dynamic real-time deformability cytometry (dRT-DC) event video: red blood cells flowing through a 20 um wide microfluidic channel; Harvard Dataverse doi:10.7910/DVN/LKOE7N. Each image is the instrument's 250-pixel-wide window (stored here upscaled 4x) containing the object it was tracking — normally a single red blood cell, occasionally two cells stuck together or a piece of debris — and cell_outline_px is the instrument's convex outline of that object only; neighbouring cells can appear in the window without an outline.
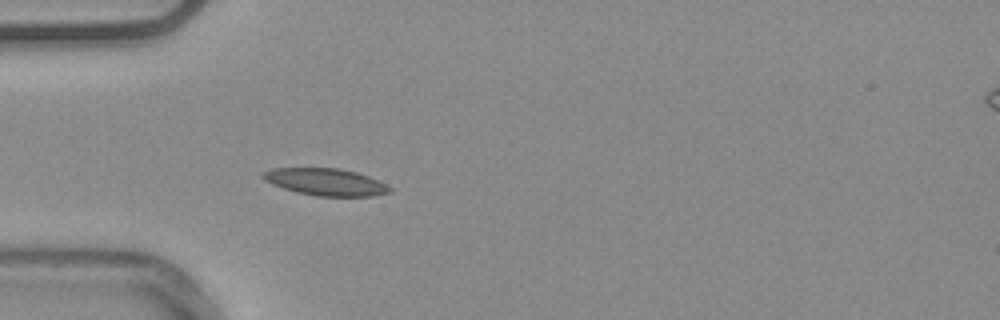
{"species": "common noctule bat (a hibernating species)", "species_latin": "Nyctalus noctula", "temperature_condition": "warm", "stored_images_in_passage": 54, "camera_frame_rate_fps": 3000, "um_per_image_px": 0.085, "animal": {"sex": "male", "body_mass_g": 20.4}, "frame": {"image": 1, "passage_image": 16, "time_ms": 5.0, "image_size_px": [1000, 320], "cell_outline_px": [[392, 192], [372, 196], [316, 196], [296, 192], [272, 184], [264, 180], [260, 176], [260, 172], [272, 168], [340, 168], [356, 172], [368, 176], [392, 188]], "centroid_in_image_um": [27.63, 15.46], "position_along_channel_um": 57.4, "area_um2": 20.06}, "authors_computed_cell_mechanics": {"area_um2": 18.9006, "velocity_mm_per_s": 3.7417, "shape_relaxation_time_tau1_ms": 5.8512, "shape_relaxation_time_tau2_ms": 3.2721, "deformation_change_tau1": 0.1428, "deformation_change_tau2": 0.0585}}